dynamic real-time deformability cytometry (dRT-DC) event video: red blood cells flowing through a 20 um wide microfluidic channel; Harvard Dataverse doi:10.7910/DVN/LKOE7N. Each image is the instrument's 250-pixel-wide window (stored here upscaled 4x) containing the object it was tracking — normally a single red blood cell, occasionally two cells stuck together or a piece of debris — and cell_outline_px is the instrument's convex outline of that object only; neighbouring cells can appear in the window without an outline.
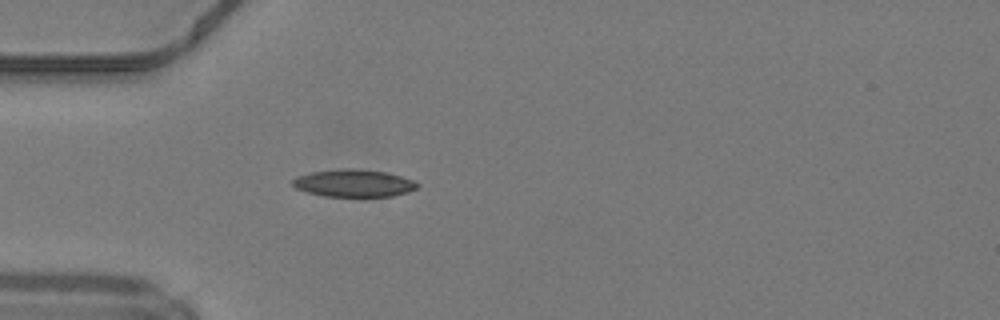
{"species": "common noctule bat (a hibernating species)", "species_latin": "Nyctalus noctula", "temperature_condition": "warm", "stored_images_in_passage": 35, "camera_frame_rate_fps": 3000, "um_per_image_px": 0.085, "animal": {"sex": "male", "body_mass_g": 19.2, "forearm_length_mm": 51.8}, "frame": {"image": 1, "passage_image": 3, "time_ms": 0.667, "image_size_px": [1000, 320], "cell_outline_px": [[420, 184], [416, 188], [408, 192], [392, 196], [324, 196], [308, 192], [296, 188], [292, 184], [292, 180], [296, 176], [312, 172], [344, 168], [356, 168], [388, 172], [412, 180]], "centroid_in_image_um": [30.07, 15.56], "position_along_channel_um": 54.9, "area_um2": 19.88}}
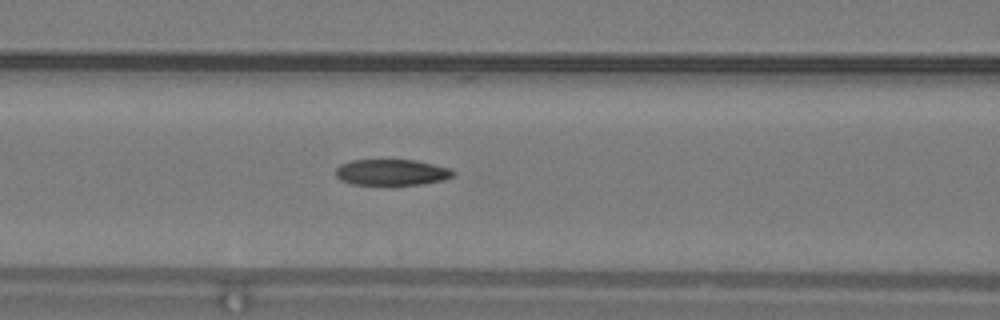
{"frame": {"image": 2, "passage_image": 9, "time_ms": 2.667, "image_size_px": [1000, 320], "cell_outline_px": [[456, 172], [452, 176], [444, 180], [424, 184], [352, 184], [340, 180], [336, 176], [336, 168], [340, 164], [352, 160], [416, 160], [452, 168]], "centroid_in_image_um": [33.32, 14.64], "position_along_channel_um": 133.3, "area_um2": 17.86}}
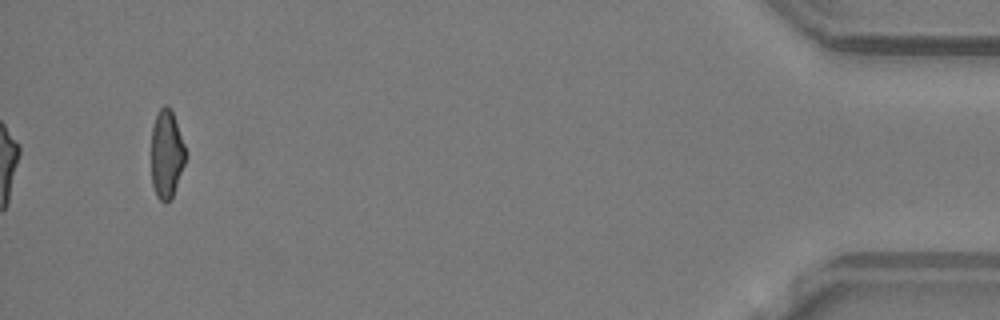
{"frame": {"image": 3, "passage_image": 35, "time_ms": 11.333, "image_size_px": [1000, 320], "cell_outline_px": [[188, 152], [184, 164], [172, 196], [164, 204], [156, 196], [152, 184], [152, 124], [160, 108], [164, 104], [168, 104], [172, 108]], "centroid_in_image_um": [14.18, 13.03], "position_along_channel_um": 421.0, "area_um2": 17.92}, "authors_computed_cell_mechanics": {"area_um2": 18.785, "velocity_mm_per_s": 4.2495, "shape_relaxation_time_tau1_ms": 9.0239, "shape_relaxation_time_tau2_ms": 2.6648, "deformation_change_tau1": 0.2429, "deformation_change_tau2": 0.1071}}